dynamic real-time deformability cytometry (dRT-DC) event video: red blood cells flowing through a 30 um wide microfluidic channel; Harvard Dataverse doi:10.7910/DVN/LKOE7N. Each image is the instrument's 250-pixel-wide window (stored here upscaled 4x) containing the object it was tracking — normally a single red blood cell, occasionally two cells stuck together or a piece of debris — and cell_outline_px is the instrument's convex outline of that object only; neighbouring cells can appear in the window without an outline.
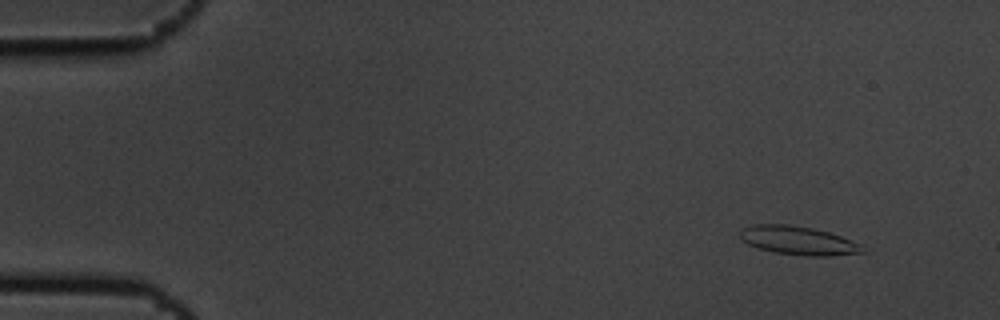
{"species": "common noctule bat (a hibernating species)", "species_latin": "Nyctalus noctula", "temperature_condition": "cold", "stored_images_in_passage": 4, "camera_frame_rate_fps": 3000, "um_per_image_px": 0.085, "animal": {"sex": "male", "body_mass_g": 19.5, "forearm_length_mm": 54.6}, "frame": {"image": 1, "passage_image": 1, "time_ms": 0.0, "image_size_px": [1000, 320], "cell_outline_px": [[868, 252], [832, 256], [804, 256], [772, 252], [756, 248], [740, 240], [740, 232], [744, 228], [752, 224], [788, 224], [812, 228], [828, 232], [840, 236], [860, 244]], "centroid_in_image_um": [67.84, 20.46], "position_along_channel_um": 17.2, "area_um2": 20.63}}